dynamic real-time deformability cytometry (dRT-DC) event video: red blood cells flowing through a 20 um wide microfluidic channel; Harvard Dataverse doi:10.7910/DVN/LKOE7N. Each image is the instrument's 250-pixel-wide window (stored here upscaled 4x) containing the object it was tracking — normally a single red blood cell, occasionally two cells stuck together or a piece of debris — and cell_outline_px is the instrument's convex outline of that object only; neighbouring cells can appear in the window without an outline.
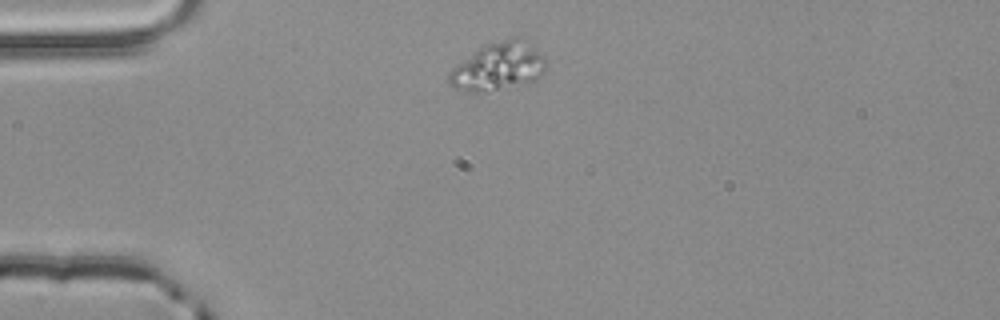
{"species": "common noctule bat (a hibernating species)", "species_latin": "Nyctalus noctula", "temperature_condition": "room temperature", "stored_images_in_passage": 1, "camera_frame_rate_fps": 3000, "um_per_image_px": 0.085, "animal": {"sex": "male", "body_mass_g": 20.4}, "frame": {"image": 1, "passage_image": 1, "time_ms": 0.0, "image_size_px": [1000, 320], "cell_outline_px": [[544, 72], [540, 76], [532, 80], [484, 92], [472, 92], [452, 88], [448, 84], [448, 72], [452, 68], [484, 44], [516, 36], [544, 56]], "centroid_in_image_um": [42.27, 5.65], "position_along_channel_um": 42.7, "area_um2": 26.41}}